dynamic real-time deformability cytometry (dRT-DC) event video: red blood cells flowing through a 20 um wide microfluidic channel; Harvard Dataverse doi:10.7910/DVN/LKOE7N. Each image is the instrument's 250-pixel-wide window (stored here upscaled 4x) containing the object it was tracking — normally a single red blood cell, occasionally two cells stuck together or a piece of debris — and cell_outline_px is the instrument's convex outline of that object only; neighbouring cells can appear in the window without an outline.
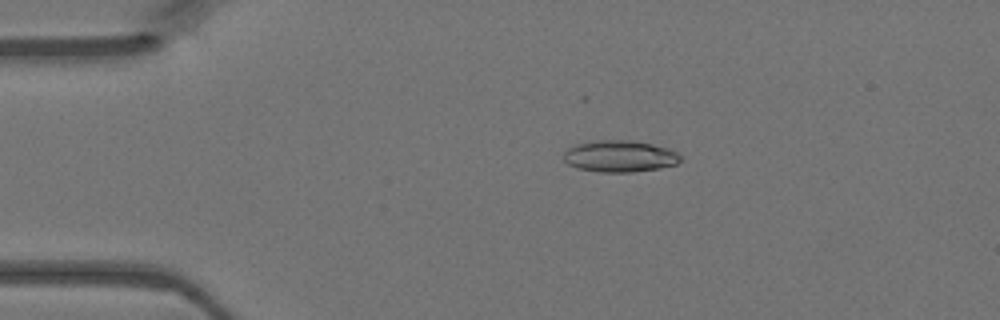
{"species": "Egyptian fruit bat (a non-hibernating species)", "species_latin": "Rousettus aegyptiacus", "temperature_condition": "warm", "stored_images_in_passage": 47, "camera_frame_rate_fps": 3000, "um_per_image_px": 0.085, "animal": {"sex": "female"}, "frame": {"image": 1, "passage_image": 10, "time_ms": 3.0, "image_size_px": [1000, 320], "cell_outline_px": [[680, 160], [676, 164], [660, 168], [632, 172], [600, 172], [580, 168], [568, 164], [564, 160], [564, 152], [568, 148], [576, 144], [596, 140], [624, 140], [652, 144], [676, 152], [680, 156]], "centroid_in_image_um": [52.65, 13.28], "position_along_channel_um": 32.4, "area_um2": 21.21}}
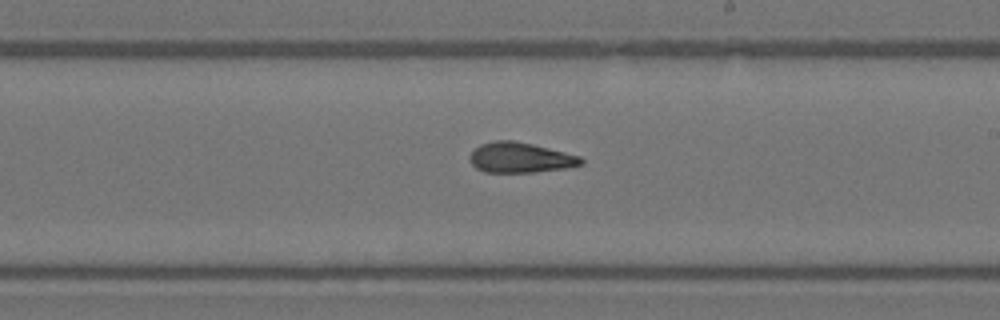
{"frame": {"image": 2, "passage_image": 28, "time_ms": 9.0, "image_size_px": [1000, 320], "cell_outline_px": [[584, 164], [564, 168], [532, 172], [484, 172], [476, 168], [472, 164], [468, 156], [480, 144], [496, 140], [512, 140], [532, 144], [580, 156], [584, 160]], "centroid_in_image_um": [44.21, 13.4], "position_along_channel_um": 244.8, "area_um2": 19.48}}
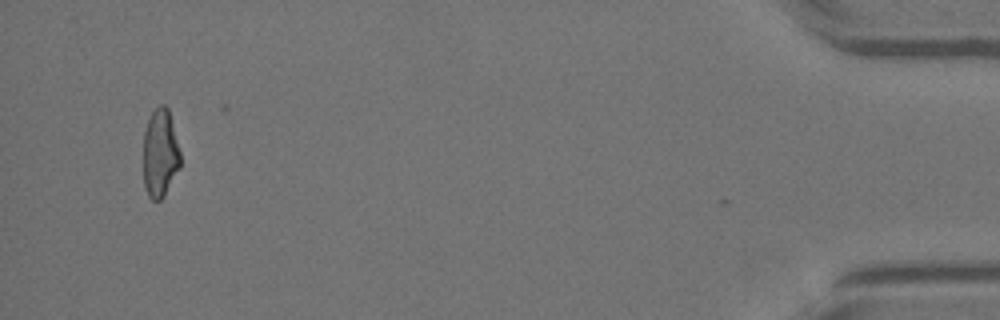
{"frame": {"image": 3, "passage_image": 46, "time_ms": 15.0, "image_size_px": [1000, 320], "cell_outline_px": [[180, 164], [164, 196], [160, 200], [152, 200], [148, 196], [144, 188], [144, 132], [148, 120], [152, 112], [160, 104], [164, 104], [168, 108], [180, 152]], "centroid_in_image_um": [13.6, 13.03], "position_along_channel_um": 421.6, "area_um2": 18.79}}